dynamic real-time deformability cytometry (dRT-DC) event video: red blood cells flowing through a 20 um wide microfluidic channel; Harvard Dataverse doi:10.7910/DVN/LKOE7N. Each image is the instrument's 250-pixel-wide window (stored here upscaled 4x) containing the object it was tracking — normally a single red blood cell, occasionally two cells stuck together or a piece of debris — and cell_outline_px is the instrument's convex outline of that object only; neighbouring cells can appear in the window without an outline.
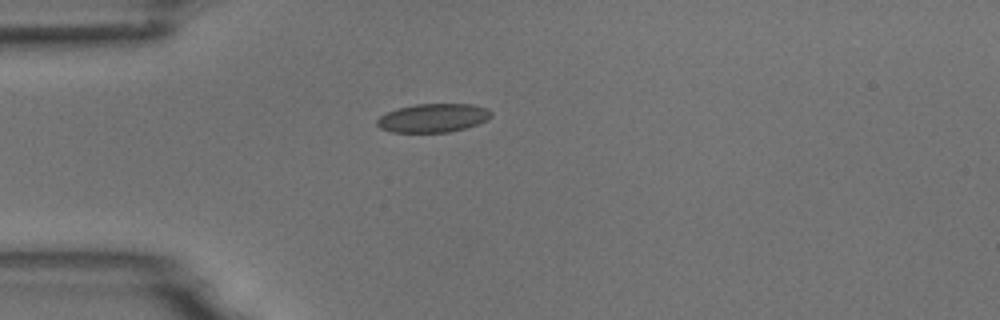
{"species": "common noctule bat (a hibernating species)", "species_latin": "Nyctalus noctula", "temperature_condition": "room temperature", "stored_images_in_passage": 4, "camera_frame_rate_fps": 3000, "um_per_image_px": 0.085, "animal": {"sex": "male", "body_mass_g": 18.8}, "frame": {"image": 1, "passage_image": 4, "time_ms": 4.333, "image_size_px": [1000, 320], "cell_outline_px": [[492, 116], [488, 120], [464, 128], [448, 132], [392, 132], [380, 128], [376, 124], [376, 120], [380, 116], [396, 108], [416, 104], [472, 104], [488, 108], [492, 112]], "centroid_in_image_um": [36.82, 10.02], "position_along_channel_um": 48.2, "area_um2": 19.07}}